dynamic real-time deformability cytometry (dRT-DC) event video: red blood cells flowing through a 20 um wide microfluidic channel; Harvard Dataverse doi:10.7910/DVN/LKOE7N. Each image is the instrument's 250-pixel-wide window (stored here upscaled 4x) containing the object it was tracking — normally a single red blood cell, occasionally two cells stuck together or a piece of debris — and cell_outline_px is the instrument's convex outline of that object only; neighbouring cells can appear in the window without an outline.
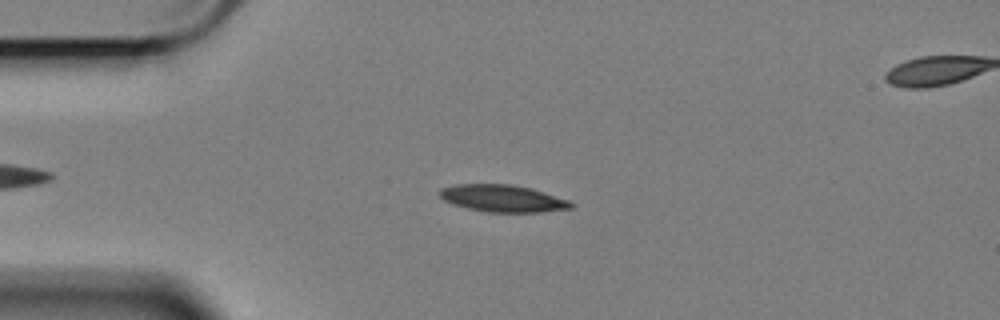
{"species": "Egyptian fruit bat (a non-hibernating species)", "species_latin": "Rousettus aegyptiacus", "temperature_condition": "cold", "stored_images_in_passage": 47, "camera_frame_rate_fps": 3000, "um_per_image_px": 0.085, "animal": {"sex": "female"}, "frame": {"image": 1, "passage_image": 9, "time_ms": 2.667, "image_size_px": [1000, 320], "cell_outline_px": [[576, 204], [572, 208], [540, 212], [488, 212], [468, 208], [452, 204], [444, 200], [440, 196], [440, 188], [456, 184], [508, 184], [532, 188], [568, 200]], "centroid_in_image_um": [42.74, 16.86], "position_along_channel_um": 42.3, "area_um2": 20.69}}
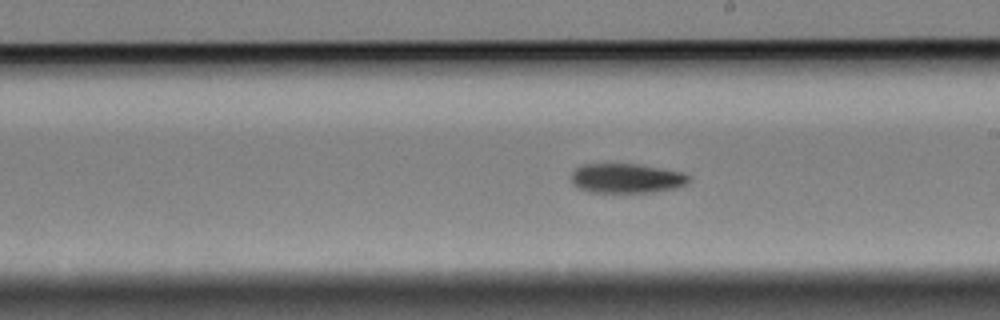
{"frame": {"image": 2, "passage_image": 28, "time_ms": 9.0, "image_size_px": [1000, 320], "cell_outline_px": [[692, 180], [676, 188], [652, 192], [588, 192], [576, 188], [572, 184], [572, 172], [580, 164], [636, 164], [660, 168], [680, 172], [688, 176]], "centroid_in_image_um": [53.2, 15.16], "position_along_channel_um": 235.8, "area_um2": 20.23}}
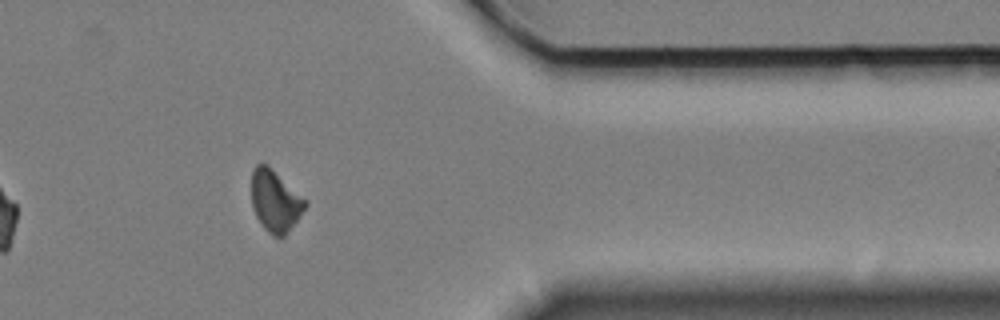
{"frame": {"image": 3, "passage_image": 43, "time_ms": 14.0, "image_size_px": [1000, 320], "cell_outline_px": [[308, 204], [288, 232], [284, 236], [272, 236], [264, 228], [256, 216], [252, 208], [252, 168], [256, 164], [268, 164], [308, 200]], "centroid_in_image_um": [23.4, 17.05], "position_along_channel_um": 388.0, "area_um2": 19.48}, "authors_computed_cell_mechanics": {"area_um2": 20.6924, "velocity_mm_per_s": 3.3822, "shape_relaxation_time_tau1_ms": 3.5148, "shape_relaxation_time_tau2_ms": null, "deformation_change_tau1": 0.1221, "deformation_change_tau2": null}}